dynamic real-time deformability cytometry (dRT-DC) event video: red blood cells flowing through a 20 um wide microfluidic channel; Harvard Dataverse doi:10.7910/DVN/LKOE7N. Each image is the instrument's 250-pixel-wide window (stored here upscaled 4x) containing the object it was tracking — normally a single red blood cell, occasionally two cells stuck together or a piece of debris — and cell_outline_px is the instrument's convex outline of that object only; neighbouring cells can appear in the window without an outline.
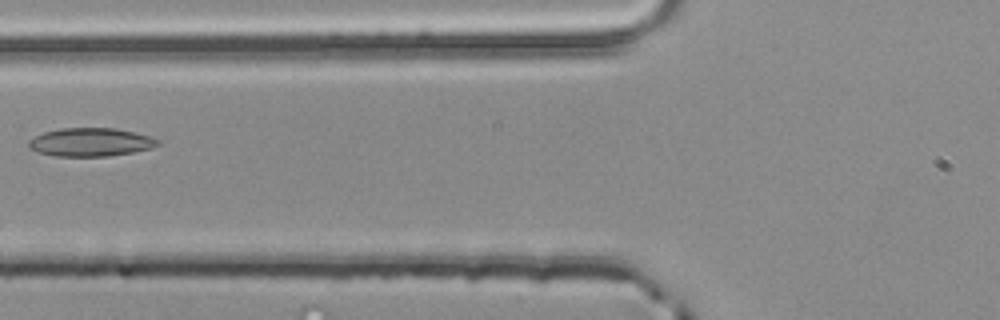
{"species": "common noctule bat (a hibernating species)", "species_latin": "Nyctalus noctula", "temperature_condition": "room temperature", "stored_images_in_passage": 5, "camera_frame_rate_fps": 3000, "um_per_image_px": 0.085, "animal": {"sex": "male", "body_mass_g": 20.4}, "frame": {"image": 1, "passage_image": 5, "time_ms": 1.333, "image_size_px": [1000, 320], "cell_outline_px": [[160, 144], [152, 148], [132, 152], [108, 156], [56, 156], [40, 152], [28, 148], [28, 140], [44, 132], [60, 128], [116, 128], [148, 136], [160, 140]], "centroid_in_image_um": [7.7, 12.08], "position_along_channel_um": 118.1, "area_um2": 21.21}}